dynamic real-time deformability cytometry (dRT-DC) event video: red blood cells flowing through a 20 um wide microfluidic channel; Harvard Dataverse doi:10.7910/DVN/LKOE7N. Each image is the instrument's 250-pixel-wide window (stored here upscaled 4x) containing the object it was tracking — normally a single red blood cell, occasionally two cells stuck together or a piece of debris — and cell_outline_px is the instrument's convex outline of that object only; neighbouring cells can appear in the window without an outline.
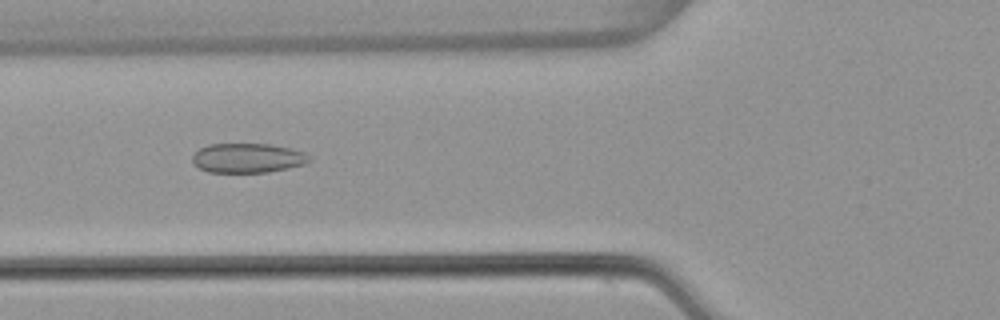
{"species": "common noctule bat (a hibernating species)", "species_latin": "Nyctalus noctula", "temperature_condition": "warm", "stored_images_in_passage": 46, "camera_frame_rate_fps": 3000, "um_per_image_px": 0.085, "animal": {"sex": "female", "body_mass_g": 22.7, "forearm_length_mm": 54.2}, "frame": {"image": 1, "passage_image": 13, "time_ms": 4.0, "image_size_px": [1000, 320], "cell_outline_px": [[312, 160], [304, 164], [288, 168], [268, 172], [208, 172], [200, 168], [192, 160], [192, 156], [200, 148], [208, 144], [272, 144], [292, 148], [304, 152], [312, 156]], "centroid_in_image_um": [21.11, 13.42], "position_along_channel_um": 104.7, "area_um2": 20.17}}
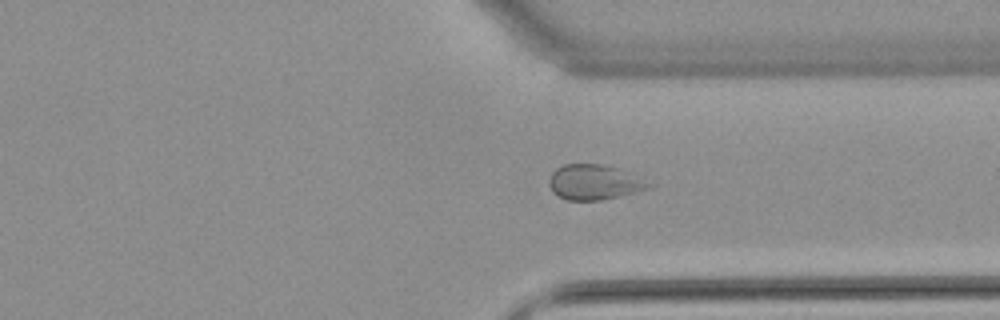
{"frame": {"image": 2, "passage_image": 33, "time_ms": 10.667, "image_size_px": [1000, 320], "cell_outline_px": [[656, 184], [648, 188], [600, 200], [564, 200], [556, 196], [552, 192], [548, 184], [548, 180], [552, 172], [556, 168], [564, 164], [600, 164], [620, 168]], "centroid_in_image_um": [50.47, 15.48], "position_along_channel_um": 360.9, "area_um2": 20.52}}
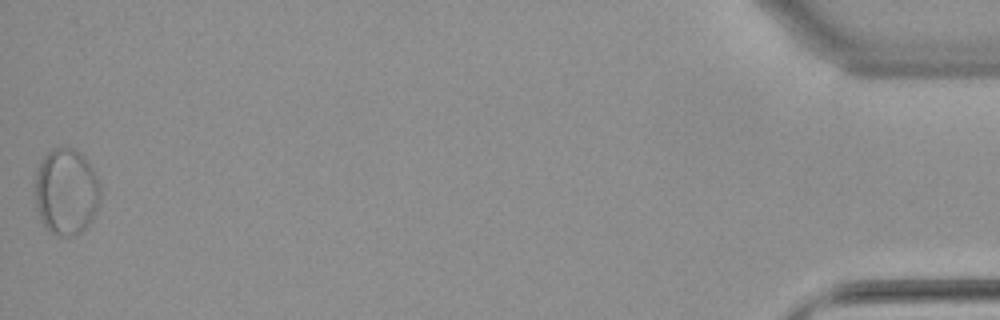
{"frame": {"image": 3, "passage_image": 46, "time_ms": 15.0, "image_size_px": [1000, 320], "cell_outline_px": [[100, 204], [88, 224], [80, 232], [72, 236], [56, 236], [40, 220], [36, 208], [36, 172], [40, 160], [52, 148], [72, 148], [80, 152], [84, 156], [92, 168], [100, 184]], "centroid_in_image_um": [5.63, 16.29], "position_along_channel_um": 429.6, "area_um2": 32.89}, "authors_computed_cell_mechanics": {"area_um2": 21.7039, "velocity_mm_per_s": 3.8419, "shape_relaxation_time_tau1_ms": null, "shape_relaxation_time_tau2_ms": 1.2949, "deformation_change_tau1": null, "deformation_change_tau2": 0.0724}}